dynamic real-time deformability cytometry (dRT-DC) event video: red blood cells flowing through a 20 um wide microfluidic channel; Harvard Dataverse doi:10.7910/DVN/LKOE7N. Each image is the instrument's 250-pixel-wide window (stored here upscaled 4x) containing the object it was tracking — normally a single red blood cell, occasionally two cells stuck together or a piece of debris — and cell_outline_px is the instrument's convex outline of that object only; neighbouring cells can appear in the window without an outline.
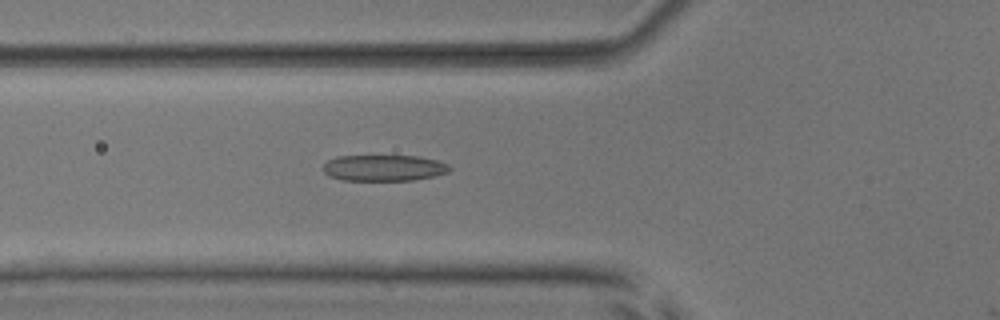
{"species": "common noctule bat (a hibernating species)", "species_latin": "Nyctalus noctula", "temperature_condition": "room temperature", "stored_images_in_passage": 22, "camera_frame_rate_fps": 3000, "um_per_image_px": 0.085, "animal": {"sex": "male", "body_mass_g": 17.9, "forearm_length_mm": 54.2}, "frame": {"image": 1, "passage_image": 21, "time_ms": 6.667, "image_size_px": [1000, 320], "cell_outline_px": [[452, 168], [448, 172], [432, 176], [412, 180], [344, 180], [328, 176], [320, 168], [328, 160], [340, 156], [416, 156], [436, 160], [448, 164]], "centroid_in_image_um": [32.59, 14.27], "position_along_channel_um": 93.2, "area_um2": 19.19}}